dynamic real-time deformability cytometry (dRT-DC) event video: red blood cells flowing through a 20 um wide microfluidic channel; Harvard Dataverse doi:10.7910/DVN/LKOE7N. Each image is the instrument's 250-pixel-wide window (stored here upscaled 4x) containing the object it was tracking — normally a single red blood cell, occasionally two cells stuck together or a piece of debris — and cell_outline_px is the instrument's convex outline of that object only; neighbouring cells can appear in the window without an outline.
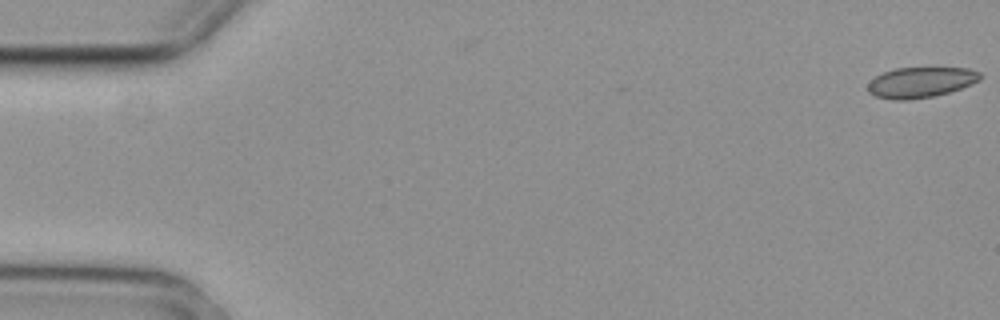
{"species": "common noctule bat (a hibernating species)", "species_latin": "Nyctalus noctula", "temperature_condition": "cold", "stored_images_in_passage": 7, "camera_frame_rate_fps": 3000, "um_per_image_px": 0.085, "animal": {"sex": "female", "body_mass_g": 29.2, "forearm_length_mm": 56.3}, "frame": {"image": 1, "passage_image": 1, "time_ms": 0.0, "image_size_px": [1000, 320], "cell_outline_px": [[980, 80], [972, 84], [948, 92], [932, 96], [908, 100], [892, 100], [876, 96], [868, 92], [868, 84], [876, 76], [884, 72], [896, 68], [968, 68], [980, 72]], "centroid_in_image_um": [78.25, 7.0], "position_along_channel_um": 6.7, "area_um2": 19.77}}
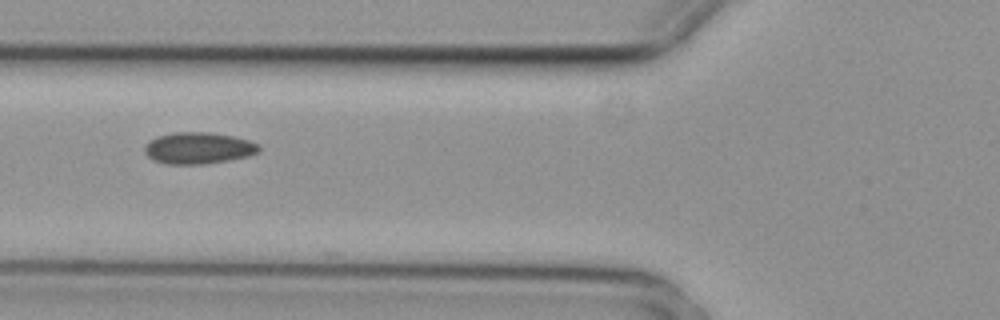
{"frame": {"image": 2, "passage_image": 5, "time_ms": 1.333, "image_size_px": [1000, 320], "cell_outline_px": [[260, 152], [248, 156], [228, 160], [204, 164], [168, 164], [152, 160], [144, 152], [144, 144], [148, 140], [156, 136], [172, 132], [208, 132], [232, 136], [248, 140], [260, 144]], "centroid_in_image_um": [16.83, 12.58], "position_along_channel_um": 109.0, "area_um2": 21.27}}
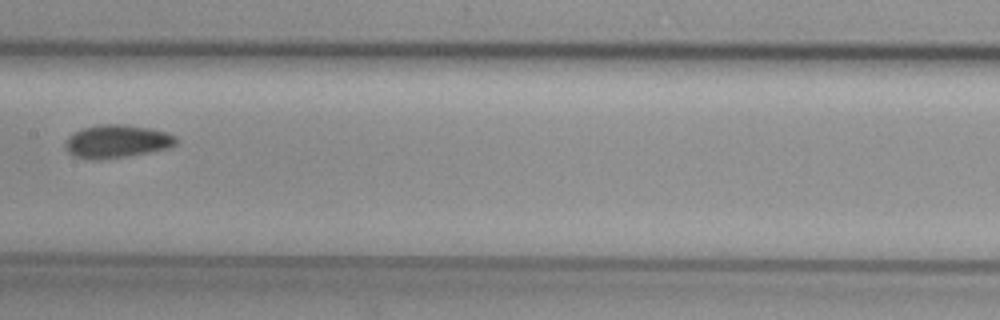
{"frame": {"image": 3, "passage_image": 7, "time_ms": 2.0, "image_size_px": [1000, 320], "cell_outline_px": [[180, 140], [172, 148], [128, 156], [92, 160], [76, 156], [68, 152], [64, 148], [64, 144], [68, 136], [80, 128], [100, 124], [124, 124], [148, 128], [168, 132], [176, 136]], "centroid_in_image_um": [9.96, 12.01], "position_along_channel_um": 197.4, "area_um2": 21.68}}